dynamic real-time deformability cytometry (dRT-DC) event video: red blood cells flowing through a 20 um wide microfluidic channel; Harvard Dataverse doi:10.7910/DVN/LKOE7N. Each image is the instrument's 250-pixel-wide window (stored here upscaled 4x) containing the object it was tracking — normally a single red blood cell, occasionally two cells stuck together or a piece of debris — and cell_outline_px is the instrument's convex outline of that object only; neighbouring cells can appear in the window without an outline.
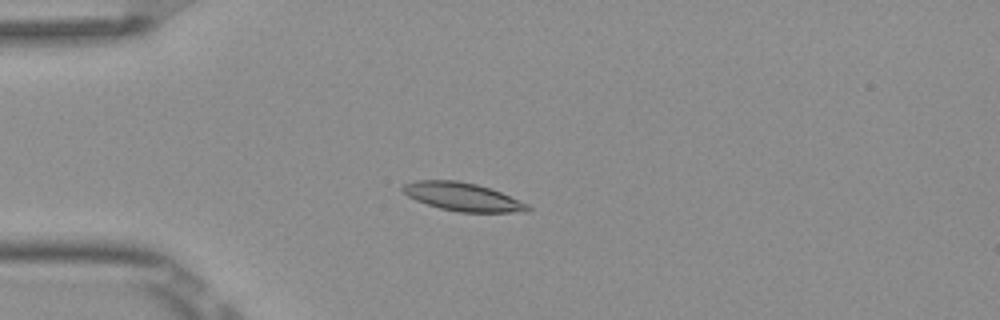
{"species": "Egyptian fruit bat (a non-hibernating species)", "species_latin": "Rousettus aegyptiacus", "temperature_condition": "room temperature", "stored_images_in_passage": 5, "camera_frame_rate_fps": 3000, "um_per_image_px": 0.085, "frame": {"image": 1, "passage_image": 4, "time_ms": 1.0, "image_size_px": [1000, 320], "cell_outline_px": [[532, 208], [528, 212], [460, 212], [440, 208], [416, 200], [408, 196], [400, 188], [404, 184], [416, 180], [460, 180], [492, 188], [528, 204]], "centroid_in_image_um": [39.35, 16.72], "position_along_channel_um": 45.7, "area_um2": 20.63}}
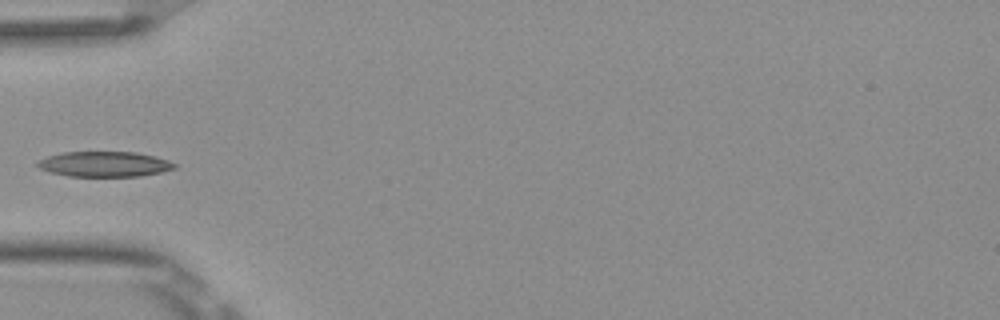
{"frame": {"image": 2, "passage_image": 5, "time_ms": 1.333, "image_size_px": [1000, 320], "cell_outline_px": [[176, 168], [160, 172], [140, 176], [68, 176], [52, 172], [40, 168], [36, 164], [40, 160], [48, 156], [64, 152], [136, 152], [156, 156], [168, 160], [176, 164]], "centroid_in_image_um": [8.92, 13.94], "position_along_channel_um": 76.1, "area_um2": 20.0}}